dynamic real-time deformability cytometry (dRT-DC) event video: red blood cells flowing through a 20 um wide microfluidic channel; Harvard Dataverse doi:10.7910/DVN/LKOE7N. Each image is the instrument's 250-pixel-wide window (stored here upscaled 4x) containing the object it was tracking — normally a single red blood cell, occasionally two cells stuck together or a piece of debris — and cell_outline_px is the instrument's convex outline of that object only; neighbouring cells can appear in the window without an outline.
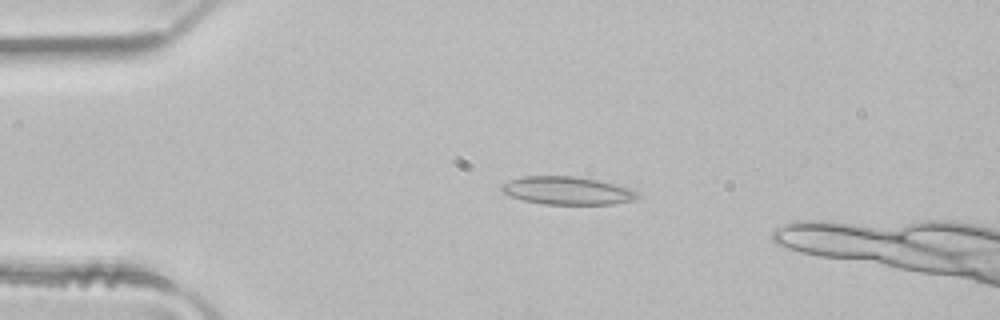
{"species": "common noctule bat (a hibernating species)", "species_latin": "Nyctalus noctula", "temperature_condition": "room temperature", "stored_images_in_passage": 36, "camera_frame_rate_fps": 3000, "um_per_image_px": 0.085, "animal": {"sex": "male", "body_mass_g": 21.5, "forearm_length_mm": 52.0}, "frame": {"image": 1, "passage_image": 2, "time_ms": 0.333, "image_size_px": [1000, 320], "cell_outline_px": [[644, 196], [636, 200], [612, 204], [544, 204], [524, 200], [512, 196], [504, 192], [500, 188], [500, 184], [524, 176], [576, 176], [596, 180], [628, 188]], "centroid_in_image_um": [48.25, 16.21], "position_along_channel_um": 36.8, "area_um2": 21.96}}
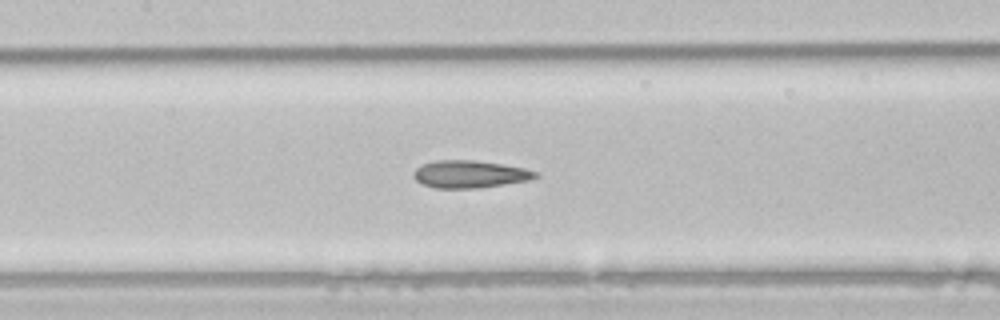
{"frame": {"image": 2, "passage_image": 14, "time_ms": 4.333, "image_size_px": [1000, 320], "cell_outline_px": [[540, 176], [528, 180], [480, 188], [436, 188], [424, 184], [416, 180], [412, 176], [412, 172], [420, 164], [436, 160], [472, 160], [504, 164], [524, 168], [540, 172]], "centroid_in_image_um": [39.93, 14.79], "position_along_channel_um": 167.5, "area_um2": 19.65}}
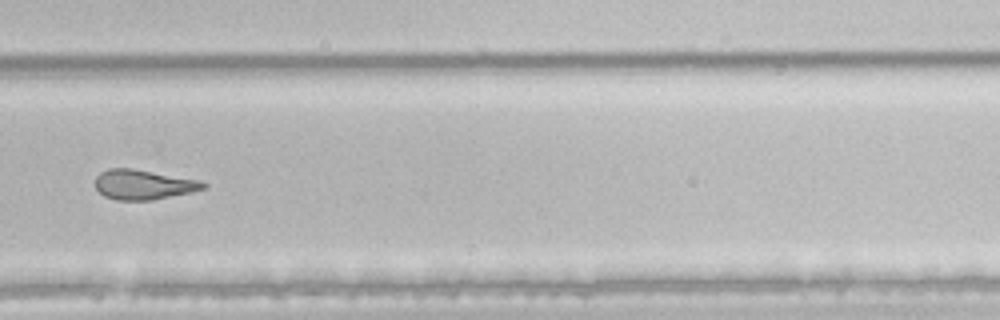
{"frame": {"image": 3, "passage_image": 25, "time_ms": 8.0, "image_size_px": [1000, 320], "cell_outline_px": [[208, 188], [192, 192], [152, 200], [116, 200], [104, 196], [96, 188], [96, 176], [100, 172], [108, 168], [132, 168], [200, 180], [208, 184]], "centroid_in_image_um": [12.22, 15.69], "position_along_channel_um": 317.6, "area_um2": 18.9}}